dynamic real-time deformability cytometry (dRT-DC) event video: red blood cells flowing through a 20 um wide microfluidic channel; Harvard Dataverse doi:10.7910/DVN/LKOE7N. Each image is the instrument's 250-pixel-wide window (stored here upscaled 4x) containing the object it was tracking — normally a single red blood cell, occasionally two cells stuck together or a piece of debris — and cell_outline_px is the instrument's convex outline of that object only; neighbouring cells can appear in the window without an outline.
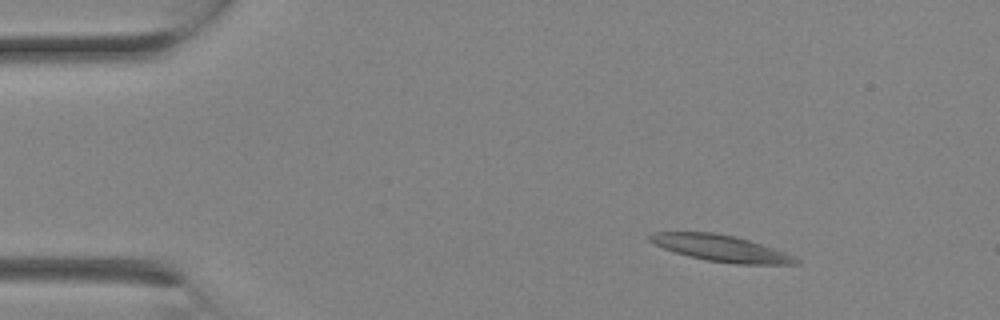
{"species": "Egyptian fruit bat (a non-hibernating species)", "species_latin": "Rousettus aegyptiacus", "temperature_condition": "room temperature", "stored_images_in_passage": 2, "camera_frame_rate_fps": 3000, "um_per_image_px": 0.085, "animal": {"sex": "female"}, "frame": {"image": 1, "passage_image": 1, "time_ms": 0.0, "image_size_px": [1000, 320], "cell_outline_px": [[800, 264], [736, 264], [708, 260], [688, 256], [664, 248], [648, 240], [648, 236], [652, 232], [712, 232], [732, 236], [748, 240], [784, 252], [800, 260]], "centroid_in_image_um": [61.26, 21.1], "position_along_channel_um": 23.7, "area_um2": 22.02}}